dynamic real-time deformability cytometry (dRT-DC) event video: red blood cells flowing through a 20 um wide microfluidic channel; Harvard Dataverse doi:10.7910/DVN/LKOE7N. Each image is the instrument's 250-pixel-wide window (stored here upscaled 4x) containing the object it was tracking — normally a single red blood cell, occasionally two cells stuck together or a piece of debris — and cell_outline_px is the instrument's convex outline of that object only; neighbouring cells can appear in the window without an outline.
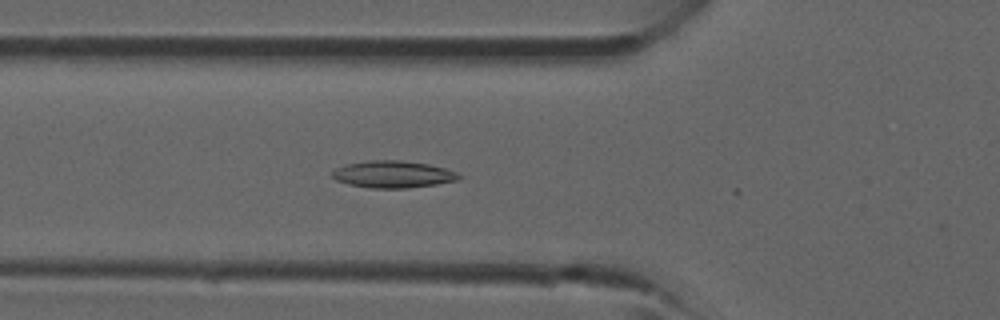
{"species": "common noctule bat (a hibernating species)", "species_latin": "Nyctalus noctula", "temperature_condition": "room temperature", "stored_images_in_passage": 29, "camera_frame_rate_fps": 3000, "um_per_image_px": 0.085, "animal": {"sex": "male", "forearm_length_mm": 52.5}, "frame": {"image": 1, "passage_image": 3, "time_ms": 0.667, "image_size_px": [1000, 320], "cell_outline_px": [[464, 176], [460, 180], [436, 184], [404, 188], [372, 188], [348, 184], [336, 180], [332, 176], [332, 172], [336, 168], [348, 164], [368, 160], [400, 160], [428, 164], [444, 168], [456, 172]], "centroid_in_image_um": [33.43, 14.81], "position_along_channel_um": 92.4, "area_um2": 19.88}}
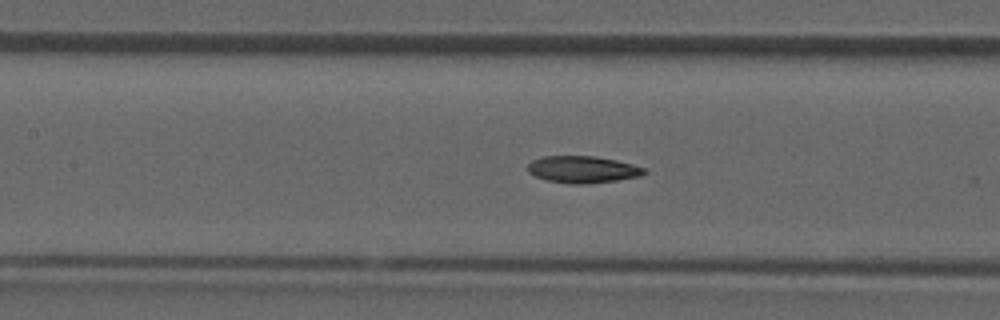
{"frame": {"image": 2, "passage_image": 7, "time_ms": 2.0, "image_size_px": [1000, 320], "cell_outline_px": [[648, 172], [640, 176], [616, 180], [584, 184], [568, 184], [548, 180], [536, 176], [528, 172], [528, 164], [532, 160], [544, 156], [596, 156], [616, 160], [648, 168]], "centroid_in_image_um": [49.56, 14.4], "position_along_channel_um": 157.8, "area_um2": 18.32}}
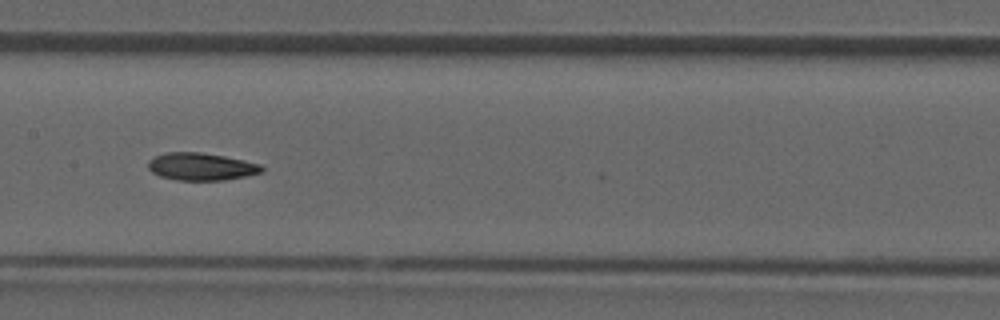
{"frame": {"image": 3, "passage_image": 9, "time_ms": 2.667, "image_size_px": [1000, 320], "cell_outline_px": [[264, 172], [224, 180], [176, 180], [160, 176], [152, 172], [148, 168], [148, 160], [152, 156], [168, 152], [200, 152], [224, 156], [244, 160], [260, 164], [264, 168]], "centroid_in_image_um": [17.08, 14.15], "position_along_channel_um": 190.3, "area_um2": 18.26}}